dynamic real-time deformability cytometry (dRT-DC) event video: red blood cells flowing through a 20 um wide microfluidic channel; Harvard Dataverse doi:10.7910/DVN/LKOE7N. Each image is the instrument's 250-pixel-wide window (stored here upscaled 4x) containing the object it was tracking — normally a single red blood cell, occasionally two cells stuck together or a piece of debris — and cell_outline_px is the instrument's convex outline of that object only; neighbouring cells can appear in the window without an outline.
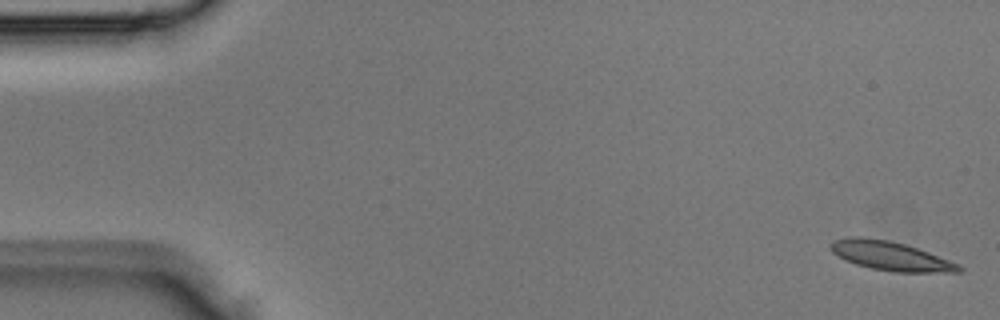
{"species": "Egyptian fruit bat (a non-hibernating species)", "species_latin": "Rousettus aegyptiacus", "temperature_condition": "room temperature", "stored_images_in_passage": 3, "camera_frame_rate_fps": 3000, "um_per_image_px": 0.085, "animal": {"sex": "male"}, "frame": {"image": 1, "passage_image": 1, "time_ms": 0.0, "image_size_px": [1000, 320], "cell_outline_px": [[964, 268], [960, 272], [892, 272], [872, 268], [856, 264], [832, 252], [832, 240], [852, 236], [856, 236], [888, 240], [904, 244], [928, 252], [960, 264]], "centroid_in_image_um": [75.74, 21.76], "position_along_channel_um": 9.3, "area_um2": 21.39}}